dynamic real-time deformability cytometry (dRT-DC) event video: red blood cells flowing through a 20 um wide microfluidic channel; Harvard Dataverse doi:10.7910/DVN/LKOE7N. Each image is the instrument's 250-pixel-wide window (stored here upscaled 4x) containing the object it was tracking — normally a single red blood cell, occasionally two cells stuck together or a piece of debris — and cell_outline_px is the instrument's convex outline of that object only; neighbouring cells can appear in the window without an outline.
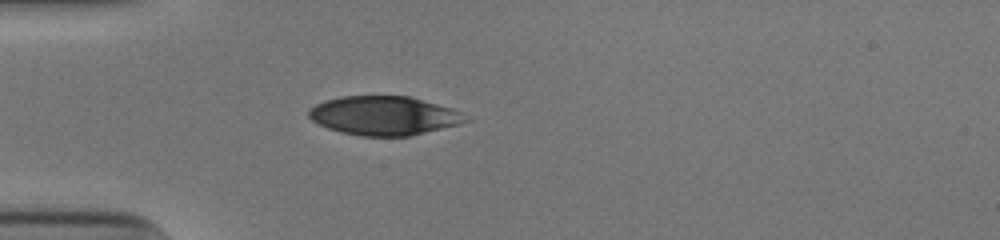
{"species": "human", "species_latin": "Homo sapiens", "temperature_condition": "cold", "stored_images_in_passage": 38, "camera_frame_rate_fps": 3000, "um_per_image_px": 0.085, "donor": {"sex": "male"}, "frame": {"image": 1, "passage_image": 1, "time_ms": 0.0, "image_size_px": [1000, 240], "cell_outline_px": [[472, 120], [460, 124], [408, 136], [364, 136], [340, 132], [328, 128], [312, 120], [308, 116], [308, 112], [316, 104], [324, 100], [340, 96], [408, 96], [452, 108], [460, 112]], "centroid_in_image_um": [32.64, 9.83], "position_along_channel_um": 52.4, "area_um2": 35.43}}
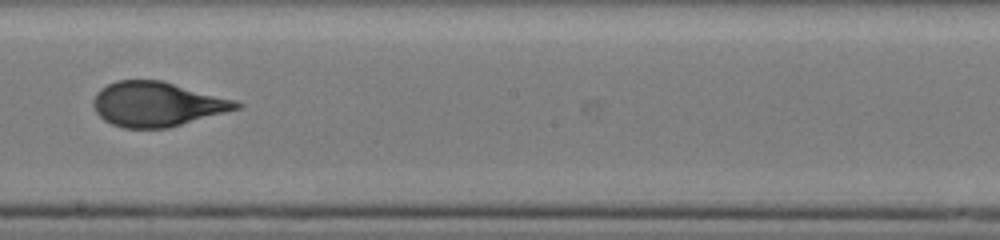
{"frame": {"image": 2, "passage_image": 16, "time_ms": 5.0, "image_size_px": [1000, 240], "cell_outline_px": [[244, 104], [240, 108], [168, 128], [124, 128], [112, 124], [104, 120], [96, 112], [92, 104], [92, 100], [96, 92], [100, 88], [116, 80], [160, 80], [236, 100]], "centroid_in_image_um": [13.32, 8.85], "position_along_channel_um": 234.9, "area_um2": 37.11}}
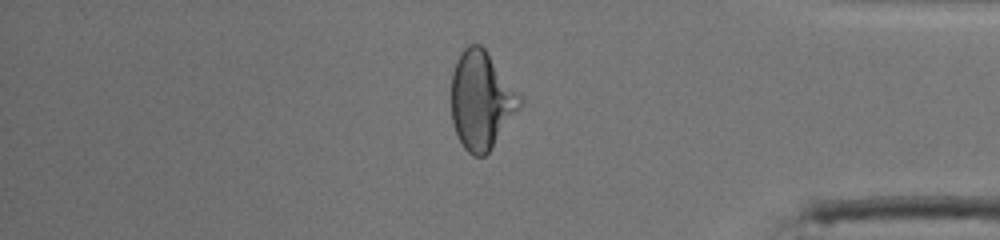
{"frame": {"image": 3, "passage_image": 30, "time_ms": 9.667, "image_size_px": [1000, 240], "cell_outline_px": [[520, 108], [488, 152], [484, 156], [472, 156], [464, 148], [452, 124], [452, 72], [456, 60], [460, 52], [468, 44], [480, 44], [484, 48], [520, 96]], "centroid_in_image_um": [40.87, 8.52], "position_along_channel_um": 394.3, "area_um2": 38.44}, "authors_computed_cell_mechanics": {"area_um2": 37.8301, "velocity_mm_per_s": 3.9123, "shape_relaxation_time_tau1_ms": 8.0988, "shape_relaxation_time_tau2_ms": 0.6416, "deformation_change_tau1": 0.2363, "deformation_change_tau2": 0.057}}